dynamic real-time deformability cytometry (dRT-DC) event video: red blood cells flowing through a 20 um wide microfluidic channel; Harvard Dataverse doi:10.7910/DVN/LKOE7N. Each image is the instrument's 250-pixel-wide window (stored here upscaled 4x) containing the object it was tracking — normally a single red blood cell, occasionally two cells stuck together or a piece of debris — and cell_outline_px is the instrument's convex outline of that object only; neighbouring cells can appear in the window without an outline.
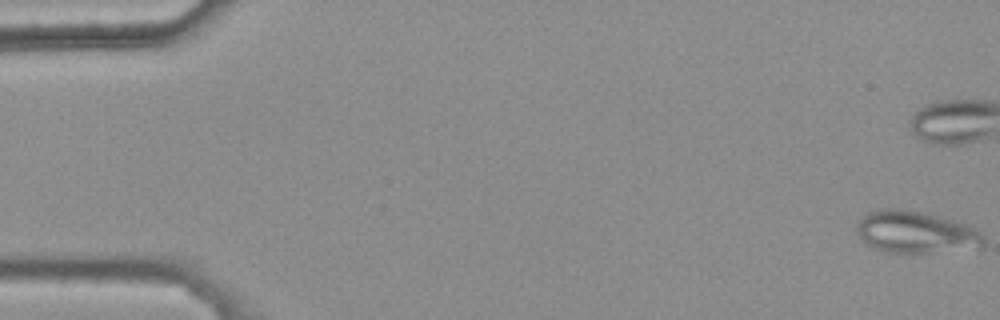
{"species": "common noctule bat (a hibernating species)", "species_latin": "Nyctalus noctula", "temperature_condition": "warm", "stored_images_in_passage": 47, "camera_frame_rate_fps": 3000, "um_per_image_px": 0.085, "animal": {"sex": "female", "body_mass_g": 25.1}, "frame": {"image": 1, "passage_image": 1, "time_ms": 0.0, "image_size_px": [1000, 320], "cell_outline_px": [[984, 248], [928, 252], [888, 252], [872, 248], [864, 244], [860, 240], [856, 232], [856, 224], [868, 212], [884, 208], [900, 208], [924, 212], [952, 220], [964, 224], [980, 232], [984, 240]], "centroid_in_image_um": [77.79, 19.73], "position_along_channel_um": 7.2, "area_um2": 31.15}}
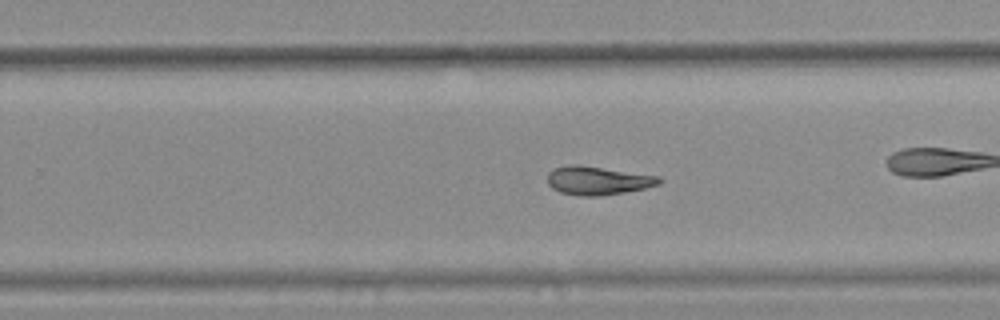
{"frame": {"image": 2, "passage_image": 34, "time_ms": 11.0, "image_size_px": [1000, 320], "cell_outline_px": [[664, 180], [660, 184], [644, 188], [624, 192], [600, 196], [580, 196], [560, 192], [552, 188], [548, 184], [548, 172], [552, 168], [576, 164], [660, 176]], "centroid_in_image_um": [50.81, 15.35], "position_along_channel_um": 279.0, "area_um2": 18.55}}